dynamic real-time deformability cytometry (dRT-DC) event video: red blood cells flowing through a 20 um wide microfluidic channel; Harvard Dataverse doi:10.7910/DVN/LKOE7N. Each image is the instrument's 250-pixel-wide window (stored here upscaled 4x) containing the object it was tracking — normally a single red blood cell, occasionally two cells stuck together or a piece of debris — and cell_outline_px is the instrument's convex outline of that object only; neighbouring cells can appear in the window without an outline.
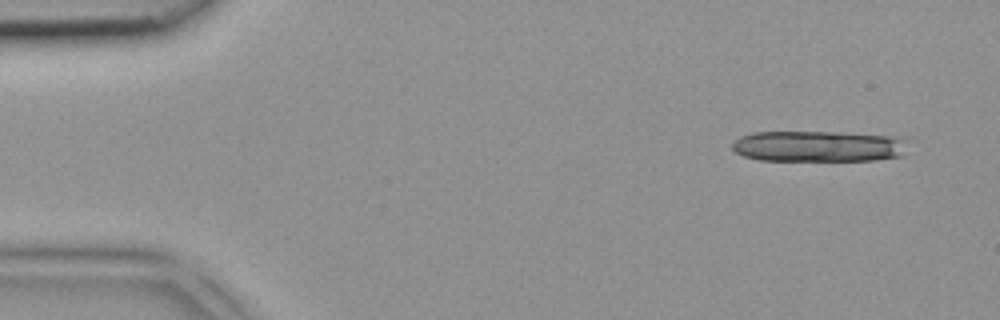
{"species": "common noctule bat (a hibernating species)", "species_latin": "Nyctalus noctula", "temperature_condition": "room temperature", "stored_images_in_passage": 4, "camera_frame_rate_fps": 3000, "um_per_image_px": 0.085, "animal": {"sex": "female", "body_mass_g": 18.4}, "frame": {"image": 1, "passage_image": 1, "time_ms": 0.0, "image_size_px": [1000, 320], "cell_outline_px": [[904, 140], [900, 156], [876, 160], [760, 160], [744, 156], [736, 152], [732, 148], [732, 140], [740, 136], [752, 132], [840, 132], [900, 136]], "centroid_in_image_um": [69.49, 12.42], "position_along_channel_um": 15.5, "area_um2": 31.67}}